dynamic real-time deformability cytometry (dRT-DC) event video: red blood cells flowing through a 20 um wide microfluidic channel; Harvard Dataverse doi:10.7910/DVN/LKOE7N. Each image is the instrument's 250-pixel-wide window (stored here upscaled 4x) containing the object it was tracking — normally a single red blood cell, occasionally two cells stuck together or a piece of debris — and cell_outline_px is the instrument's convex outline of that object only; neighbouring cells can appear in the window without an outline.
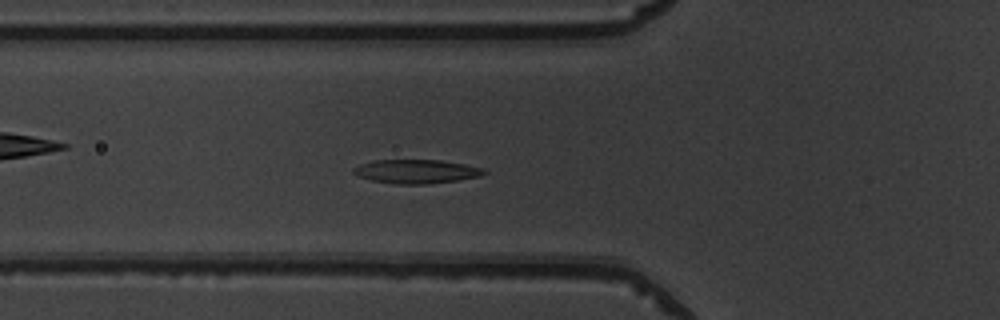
{"species": "common noctule bat (a hibernating species)", "species_latin": "Nyctalus noctula", "temperature_condition": "warm", "stored_images_in_passage": 50, "camera_frame_rate_fps": 3000, "um_per_image_px": 0.085, "animal": {"sex": "male", "body_mass_g": 19.5, "forearm_length_mm": 54.6}, "frame": {"image": 1, "passage_image": 17, "time_ms": 5.333, "image_size_px": [1000, 320], "cell_outline_px": [[488, 172], [480, 176], [460, 180], [428, 184], [396, 184], [372, 180], [360, 176], [352, 172], [352, 168], [360, 164], [372, 160], [440, 160], [464, 164], [484, 168]], "centroid_in_image_um": [35.41, 14.57], "position_along_channel_um": 90.4, "area_um2": 18.21}}
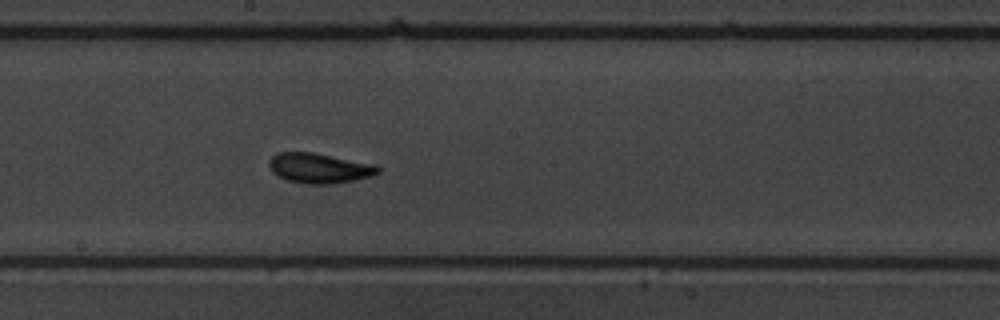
{"frame": {"image": 2, "passage_image": 27, "time_ms": 8.667, "image_size_px": [1000, 320], "cell_outline_px": [[380, 172], [372, 176], [332, 184], [304, 184], [284, 180], [276, 176], [272, 172], [268, 164], [268, 160], [276, 152], [312, 152], [376, 164], [380, 168]], "centroid_in_image_um": [27.1, 14.29], "position_along_channel_um": 221.1, "area_um2": 19.36}}
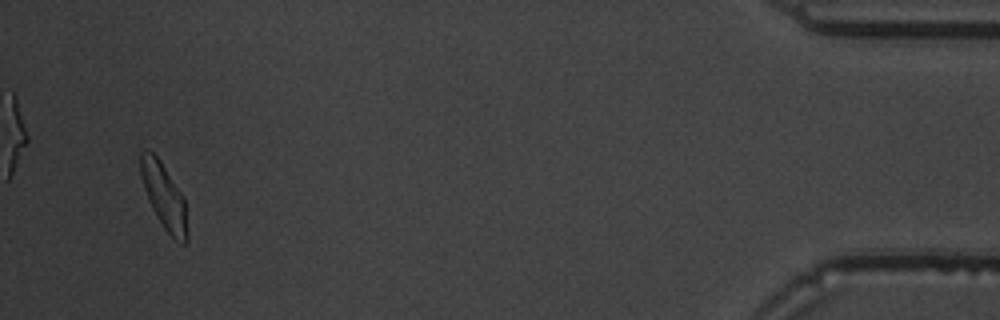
{"frame": {"image": 3, "passage_image": 48, "time_ms": 15.667, "image_size_px": [1000, 320], "cell_outline_px": [[188, 240], [184, 244], [176, 240], [164, 228], [152, 208], [148, 200], [140, 176], [140, 152], [152, 152], [160, 160], [184, 196], [188, 236]], "centroid_in_image_um": [13.95, 16.69], "position_along_channel_um": 421.3, "area_um2": 17.63}, "authors_computed_cell_mechanics": {"area_um2": 18.2359, "velocity_mm_per_s": 3.9132, "shape_relaxation_time_tau1_ms": 2.7722, "shape_relaxation_time_tau2_ms": 1.7392, "deformation_change_tau1": 0.1288, "deformation_change_tau2": 0.0871}}